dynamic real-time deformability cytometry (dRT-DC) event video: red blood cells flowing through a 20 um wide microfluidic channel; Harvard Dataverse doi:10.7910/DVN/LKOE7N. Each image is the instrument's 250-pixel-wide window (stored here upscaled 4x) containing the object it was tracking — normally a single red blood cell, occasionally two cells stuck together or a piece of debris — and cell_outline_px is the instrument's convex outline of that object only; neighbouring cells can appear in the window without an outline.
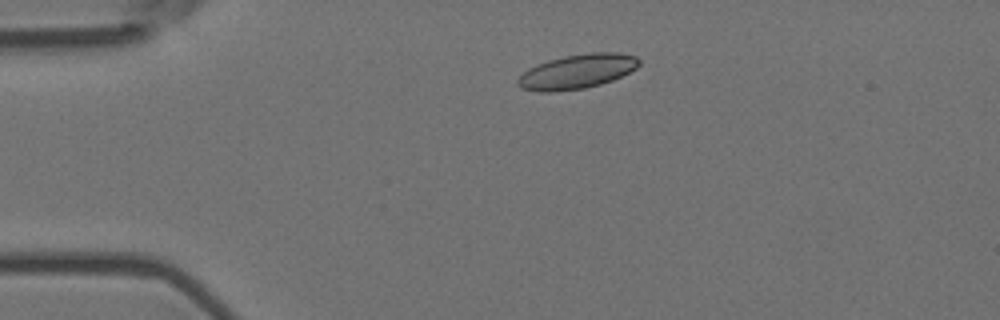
{"species": "Egyptian fruit bat (a non-hibernating species)", "species_latin": "Rousettus aegyptiacus", "temperature_condition": "room temperature", "stored_images_in_passage": 7, "camera_frame_rate_fps": 3000, "um_per_image_px": 0.085, "animal": {"sex": "female"}, "frame": {"image": 1, "passage_image": 3, "time_ms": 0.667, "image_size_px": [1000, 320], "cell_outline_px": [[640, 64], [636, 68], [612, 80], [600, 84], [584, 88], [552, 92], [540, 92], [520, 88], [516, 84], [516, 80], [528, 68], [536, 64], [548, 60], [564, 56], [592, 52], [620, 52], [636, 56], [640, 60]], "centroid_in_image_um": [49.03, 6.07], "position_along_channel_um": 36.0, "area_um2": 24.39}}
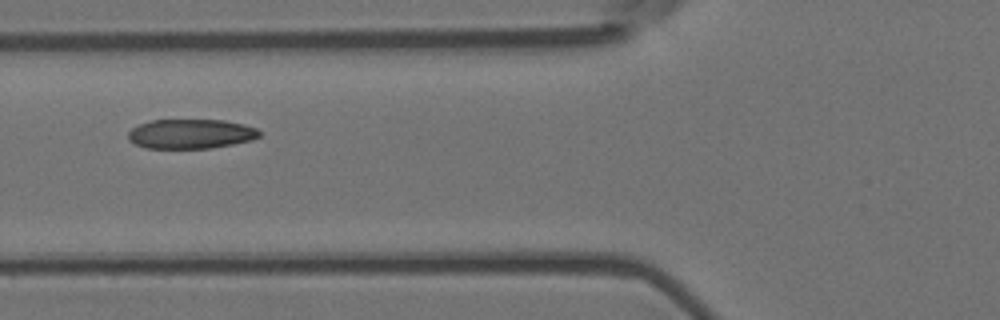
{"frame": {"image": 2, "passage_image": 5, "time_ms": 1.333, "image_size_px": [1000, 320], "cell_outline_px": [[260, 136], [252, 140], [232, 144], [208, 148], [144, 148], [128, 140], [128, 132], [132, 128], [140, 124], [152, 120], [224, 120], [244, 124], [256, 128], [260, 132]], "centroid_in_image_um": [16.21, 11.38], "position_along_channel_um": 109.6, "area_um2": 22.54}}
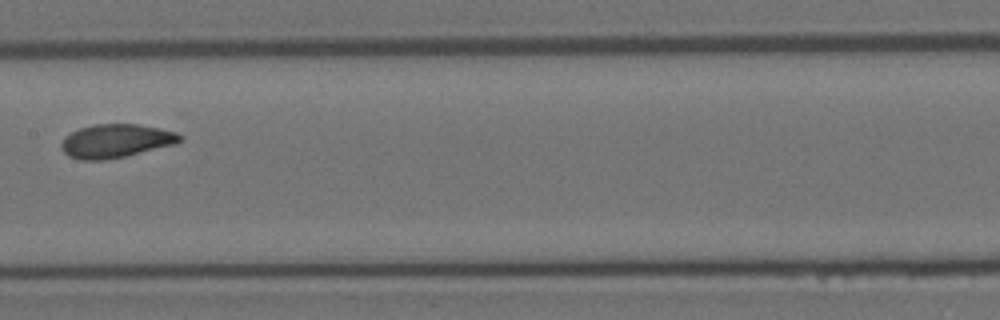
{"frame": {"image": 3, "passage_image": 7, "time_ms": 2.0, "image_size_px": [1000, 320], "cell_outline_px": [[184, 140], [176, 144], [124, 156], [104, 160], [80, 160], [68, 156], [60, 148], [60, 144], [64, 136], [80, 128], [92, 124], [136, 124], [160, 128], [176, 132], [184, 136]], "centroid_in_image_um": [9.85, 11.97], "position_along_channel_um": 197.5, "area_um2": 23.35}}